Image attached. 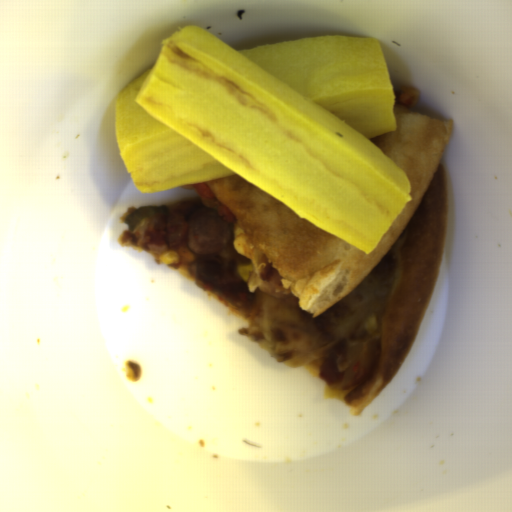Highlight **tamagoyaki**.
Listing matches in <instances>:
<instances>
[{
  "mask_svg": "<svg viewBox=\"0 0 512 512\" xmlns=\"http://www.w3.org/2000/svg\"><path fill=\"white\" fill-rule=\"evenodd\" d=\"M394 100L379 40L235 49L195 24L163 40L114 100L113 122L140 193L240 175L370 255L411 199L369 140L396 131Z\"/></svg>",
  "mask_w": 512,
  "mask_h": 512,
  "instance_id": "1",
  "label": "tamagoyaki"
}]
</instances>
